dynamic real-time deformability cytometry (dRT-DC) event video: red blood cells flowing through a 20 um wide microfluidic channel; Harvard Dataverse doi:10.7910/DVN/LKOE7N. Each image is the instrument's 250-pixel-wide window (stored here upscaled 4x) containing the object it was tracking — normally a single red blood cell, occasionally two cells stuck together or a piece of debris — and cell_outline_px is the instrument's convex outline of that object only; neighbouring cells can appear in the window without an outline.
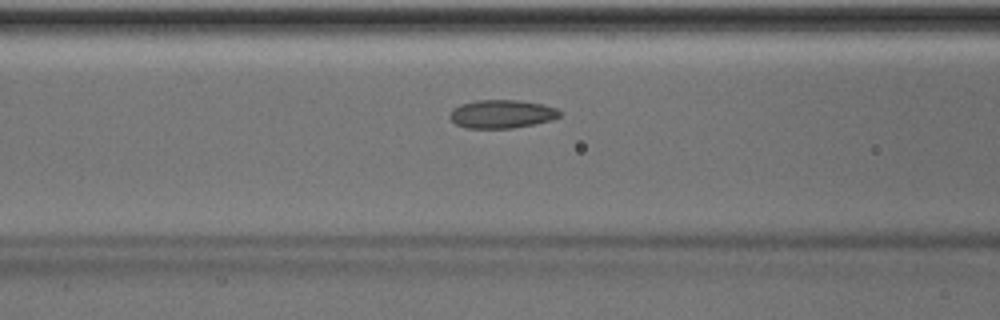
{"species": "Egyptian fruit bat (a non-hibernating species)", "species_latin": "Rousettus aegyptiacus", "temperature_condition": "room temperature", "stored_images_in_passage": 48, "camera_frame_rate_fps": 3000, "um_per_image_px": 0.085, "animal": {"sex": "male"}, "frame": {"image": 1, "passage_image": 18, "time_ms": 5.667, "image_size_px": [1000, 320], "cell_outline_px": [[560, 116], [552, 120], [512, 128], [464, 128], [456, 124], [448, 116], [452, 108], [460, 104], [476, 100], [516, 100], [544, 104], [556, 108], [560, 112]], "centroid_in_image_um": [42.61, 9.68], "position_along_channel_um": 124.0, "area_um2": 18.21}}
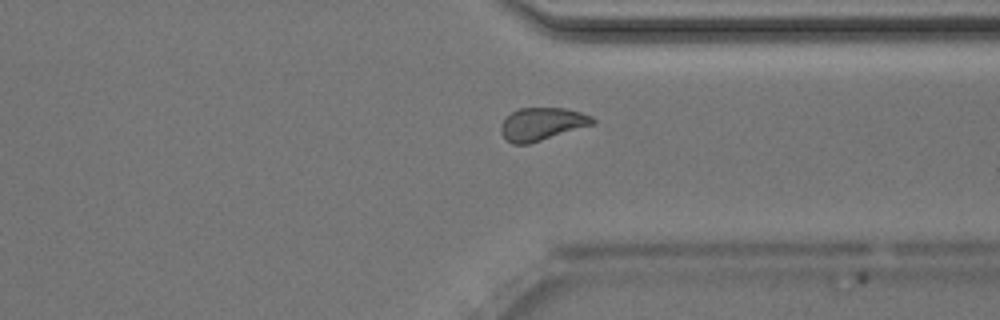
{"frame": {"image": 2, "passage_image": 36, "time_ms": 11.667, "image_size_px": [1000, 320], "cell_outline_px": [[596, 124], [528, 144], [512, 144], [500, 132], [500, 128], [504, 120], [512, 112], [520, 108], [564, 108], [580, 112], [592, 116], [596, 120]], "centroid_in_image_um": [46.11, 10.54], "position_along_channel_um": 365.3, "area_um2": 17.46}}
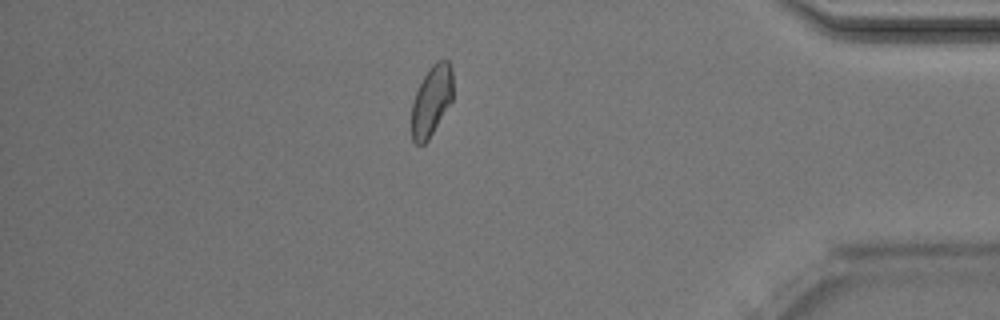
{"frame": {"image": 3, "passage_image": 41, "time_ms": 13.333, "image_size_px": [1000, 320], "cell_outline_px": [[452, 100], [428, 140], [424, 144], [416, 144], [412, 140], [412, 100], [428, 68], [436, 60], [448, 60], [452, 68]], "centroid_in_image_um": [36.67, 8.54], "position_along_channel_um": 398.5, "area_um2": 16.88}, "authors_computed_cell_mechanics": {"area_um2": 18.0914, "velocity_mm_per_s": 4.0251, "shape_relaxation_time_tau1_ms": 5.6866, "shape_relaxation_time_tau2_ms": 2.3916, "deformation_change_tau1": 0.0941, "deformation_change_tau2": 0.0605}}